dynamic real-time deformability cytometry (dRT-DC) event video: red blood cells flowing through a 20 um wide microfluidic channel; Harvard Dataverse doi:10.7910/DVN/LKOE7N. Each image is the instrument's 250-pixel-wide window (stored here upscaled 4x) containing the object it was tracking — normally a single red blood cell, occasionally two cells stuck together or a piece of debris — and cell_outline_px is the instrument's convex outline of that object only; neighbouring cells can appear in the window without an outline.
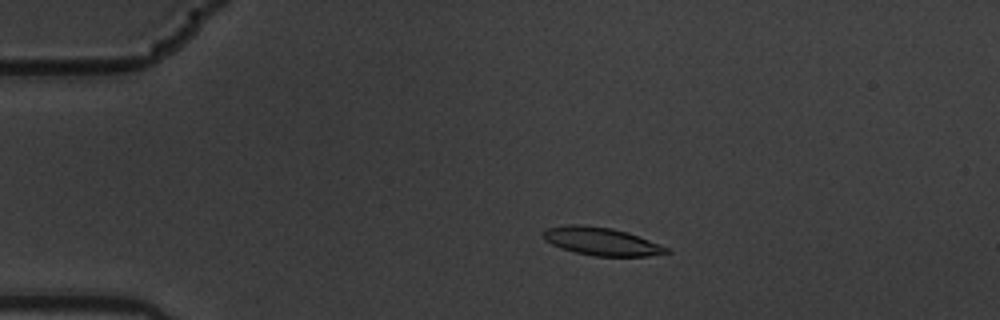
{"species": "common noctule bat (a hibernating species)", "species_latin": "Nyctalus noctula", "temperature_condition": "warm", "stored_images_in_passage": 7, "camera_frame_rate_fps": 3000, "um_per_image_px": 0.085, "animal": {"sex": "male", "body_mass_g": 19.5, "forearm_length_mm": 54.6}, "frame": {"image": 1, "passage_image": 4, "time_ms": 1.0, "image_size_px": [1000, 320], "cell_outline_px": [[672, 252], [648, 256], [596, 256], [576, 252], [552, 244], [544, 240], [544, 232], [548, 228], [572, 224], [580, 224], [612, 228], [628, 232], [668, 248]], "centroid_in_image_um": [51.15, 20.51], "position_along_channel_um": 33.9, "area_um2": 19.71}}
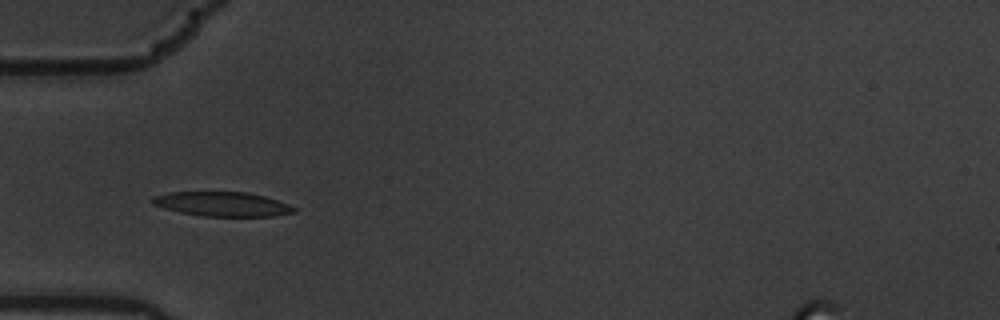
{"frame": {"image": 2, "passage_image": 6, "time_ms": 1.667, "image_size_px": [1000, 320], "cell_outline_px": [[296, 212], [272, 216], [204, 216], [180, 212], [164, 208], [152, 204], [152, 196], [168, 192], [248, 192], [264, 196], [288, 204], [296, 208]], "centroid_in_image_um": [18.88, 17.34], "position_along_channel_um": 66.1, "area_um2": 20.06}}
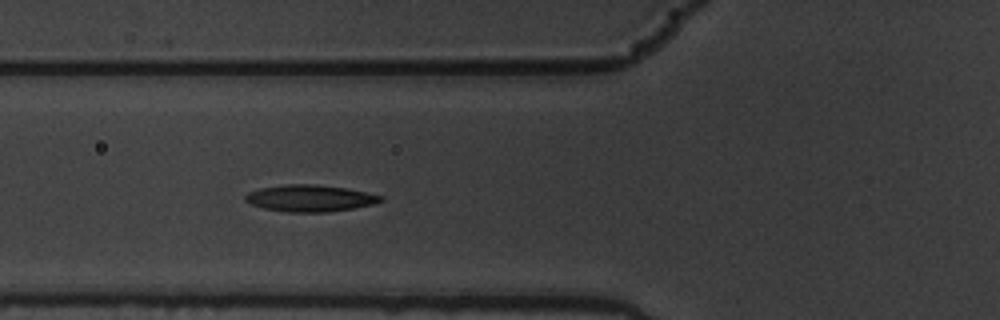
{"frame": {"image": 3, "passage_image": 7, "time_ms": 2.0, "image_size_px": [1000, 320], "cell_outline_px": [[384, 200], [376, 204], [328, 212], [288, 212], [264, 208], [252, 204], [244, 200], [244, 196], [248, 192], [260, 188], [288, 184], [316, 184], [348, 188], [384, 196]], "centroid_in_image_um": [26.39, 16.84], "position_along_channel_um": 99.4, "area_um2": 21.15}}